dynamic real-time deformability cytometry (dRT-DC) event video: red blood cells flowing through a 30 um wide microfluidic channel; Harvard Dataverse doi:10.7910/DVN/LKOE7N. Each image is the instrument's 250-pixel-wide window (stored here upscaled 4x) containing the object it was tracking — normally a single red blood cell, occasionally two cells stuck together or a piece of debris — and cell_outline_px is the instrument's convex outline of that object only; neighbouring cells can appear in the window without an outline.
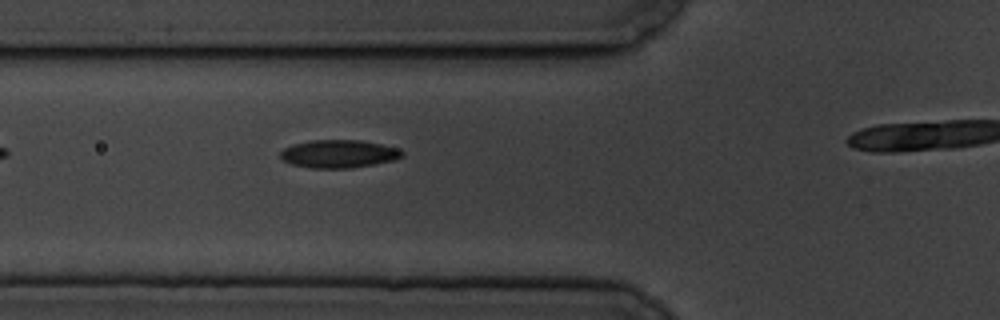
{"species": "common noctule bat (a hibernating species)", "species_latin": "Nyctalus noctula", "temperature_condition": "cold", "stored_images_in_passage": 5, "camera_frame_rate_fps": 3000, "um_per_image_px": 0.085, "animal": {"sex": "male", "body_mass_g": 19.5, "forearm_length_mm": 54.6}, "frame": {"image": 1, "passage_image": 4, "time_ms": 4.333, "image_size_px": [1000, 320], "cell_outline_px": [[404, 156], [392, 160], [376, 164], [352, 168], [312, 168], [292, 164], [280, 160], [280, 152], [284, 148], [292, 144], [308, 140], [360, 140], [400, 148], [404, 152]], "centroid_in_image_um": [28.78, 13.07], "position_along_channel_um": 97.0, "area_um2": 20.06}}